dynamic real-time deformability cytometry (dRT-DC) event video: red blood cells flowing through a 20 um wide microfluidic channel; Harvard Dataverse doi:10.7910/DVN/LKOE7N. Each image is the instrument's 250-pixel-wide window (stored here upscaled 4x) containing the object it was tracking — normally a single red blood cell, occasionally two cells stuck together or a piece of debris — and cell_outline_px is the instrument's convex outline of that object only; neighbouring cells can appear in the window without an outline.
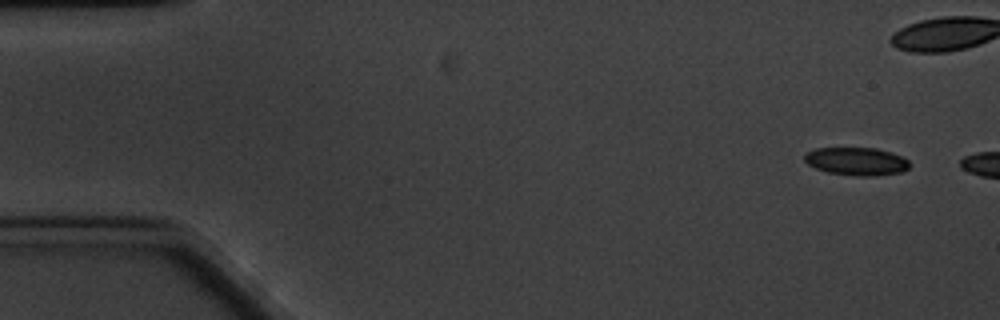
{"species": "common noctule bat (a hibernating species)", "species_latin": "Nyctalus noctula", "temperature_condition": "cold", "stored_images_in_passage": 3, "camera_frame_rate_fps": 3000, "um_per_image_px": 0.085, "animal": {"sex": "male", "body_mass_g": 20.1, "forearm_length_mm": 53.5}, "frame": {"image": 1, "passage_image": 1, "time_ms": 0.0, "image_size_px": [1000, 320], "cell_outline_px": [[908, 168], [900, 172], [876, 176], [856, 176], [828, 172], [816, 168], [808, 164], [804, 160], [804, 152], [816, 148], [876, 148], [900, 156], [908, 160]], "centroid_in_image_um": [72.75, 13.71], "position_along_channel_um": 12.3, "area_um2": 16.99}}